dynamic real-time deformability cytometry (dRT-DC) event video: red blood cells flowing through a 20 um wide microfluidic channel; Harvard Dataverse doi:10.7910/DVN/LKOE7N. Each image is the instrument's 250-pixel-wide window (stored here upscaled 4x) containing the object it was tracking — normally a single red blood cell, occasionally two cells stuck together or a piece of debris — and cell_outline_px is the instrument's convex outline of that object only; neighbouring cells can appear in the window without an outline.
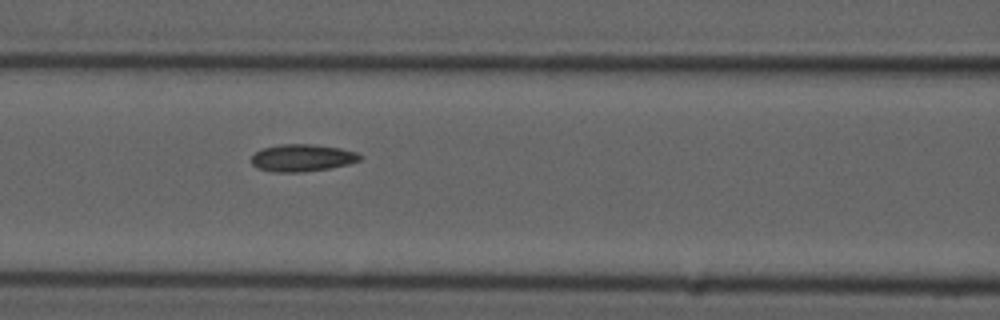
{"species": "common noctule bat (a hibernating species)", "species_latin": "Nyctalus noctula", "temperature_condition": "cold", "stored_images_in_passage": 7, "segment_of_instrument_passage": [1, 2], "camera_frame_rate_fps": 3000, "um_per_image_px": 0.085, "animal": {"sex": "male", "forearm_length_mm": 52.5}, "frame": {"image": 1, "passage_image": 6, "time_ms": 5.667, "image_size_px": [1000, 320], "cell_outline_px": [[360, 160], [348, 164], [328, 168], [304, 172], [272, 172], [256, 168], [252, 164], [252, 156], [256, 152], [264, 148], [280, 144], [312, 144], [340, 148], [356, 152], [360, 156]], "centroid_in_image_um": [25.66, 13.42], "position_along_channel_um": 140.9, "area_um2": 17.11}}